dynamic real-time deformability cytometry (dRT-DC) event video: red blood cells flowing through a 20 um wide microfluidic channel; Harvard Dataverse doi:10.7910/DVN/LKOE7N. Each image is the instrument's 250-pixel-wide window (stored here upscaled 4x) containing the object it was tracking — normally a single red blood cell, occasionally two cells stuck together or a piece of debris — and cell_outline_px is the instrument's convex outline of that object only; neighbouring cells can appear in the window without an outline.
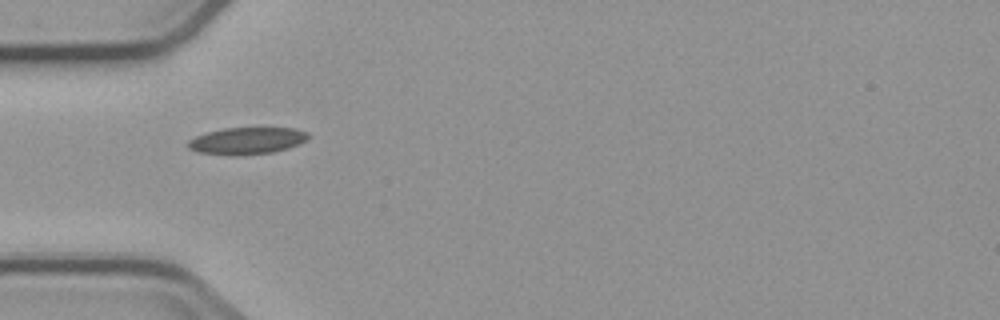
{"species": "common noctule bat (a hibernating species)", "species_latin": "Nyctalus noctula", "temperature_condition": "cold", "stored_images_in_passage": 2, "camera_frame_rate_fps": 3000, "um_per_image_px": 0.085, "animal": {"sex": "male", "body_mass_g": 23.1, "forearm_length_mm": 52.7}, "frame": {"image": 1, "passage_image": 1, "time_ms": 0.0, "image_size_px": [1000, 320], "cell_outline_px": [[308, 136], [304, 140], [288, 148], [272, 152], [240, 156], [228, 156], [196, 152], [188, 148], [188, 140], [196, 136], [208, 132], [224, 128], [296, 128], [308, 132]], "centroid_in_image_um": [20.93, 11.98], "position_along_channel_um": 64.1, "area_um2": 18.9}}
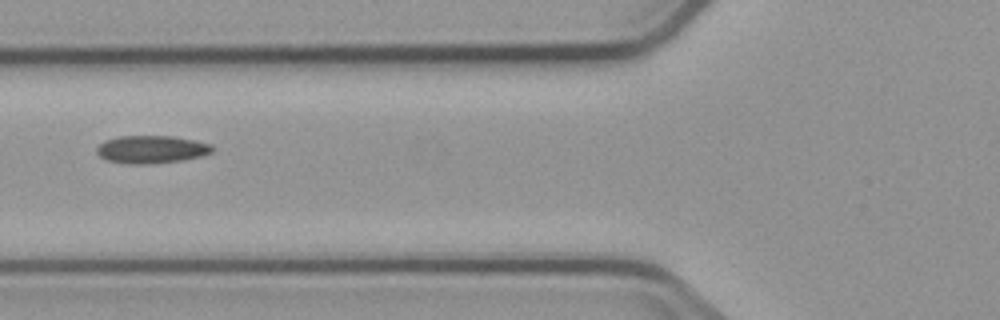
{"frame": {"image": 2, "passage_image": 2, "time_ms": 1.333, "image_size_px": [1000, 320], "cell_outline_px": [[212, 152], [200, 156], [184, 160], [152, 164], [128, 164], [104, 160], [96, 152], [96, 148], [104, 140], [120, 136], [172, 136], [196, 140], [212, 144]], "centroid_in_image_um": [12.85, 12.7], "position_along_channel_um": 112.9, "area_um2": 18.9}}